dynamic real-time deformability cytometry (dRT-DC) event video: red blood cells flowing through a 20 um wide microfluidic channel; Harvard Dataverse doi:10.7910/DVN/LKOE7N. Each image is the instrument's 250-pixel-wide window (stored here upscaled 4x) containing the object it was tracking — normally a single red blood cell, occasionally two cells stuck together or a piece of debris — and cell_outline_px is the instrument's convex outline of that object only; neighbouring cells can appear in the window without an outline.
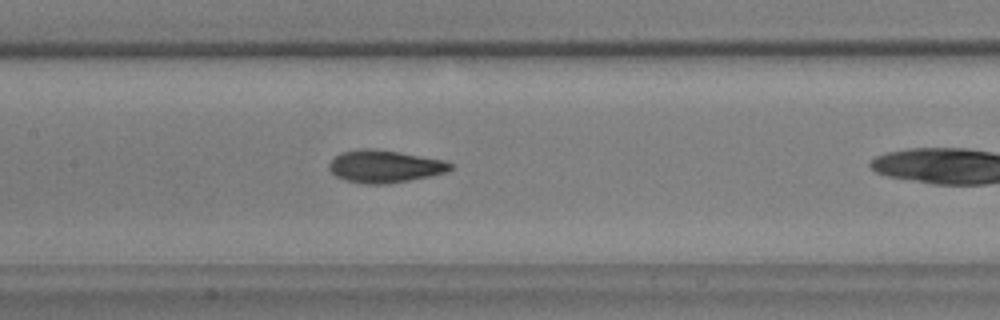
{"species": "common noctule bat (a hibernating species)", "species_latin": "Nyctalus noctula", "temperature_condition": "warm", "stored_images_in_passage": 20, "camera_frame_rate_fps": 3000, "um_per_image_px": 0.085, "animal": {"sex": "male", "body_mass_g": 17.9, "forearm_length_mm": 54.2}, "frame": {"image": 1, "passage_image": 12, "time_ms": 3.667, "image_size_px": [1000, 320], "cell_outline_px": [[452, 168], [448, 172], [388, 184], [364, 184], [344, 180], [336, 176], [328, 168], [328, 164], [340, 152], [364, 148], [372, 148], [400, 152], [444, 160], [452, 164]], "centroid_in_image_um": [32.68, 14.14], "position_along_channel_um": 174.7, "area_um2": 22.95}}